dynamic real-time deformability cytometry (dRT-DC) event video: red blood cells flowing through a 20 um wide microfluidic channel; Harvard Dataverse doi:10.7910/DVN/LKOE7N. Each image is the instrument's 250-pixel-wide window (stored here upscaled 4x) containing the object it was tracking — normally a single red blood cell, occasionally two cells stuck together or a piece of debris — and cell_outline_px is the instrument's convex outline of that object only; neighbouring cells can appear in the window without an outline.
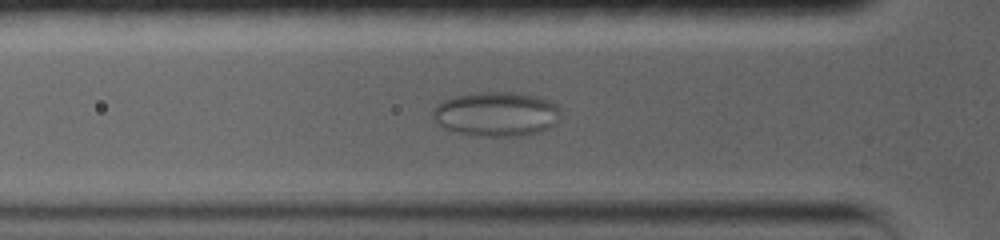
{"species": "common noctule bat (a hibernating species)", "species_latin": "Nyctalus noctula", "temperature_condition": "warm", "stored_images_in_passage": 30, "camera_frame_rate_fps": 5000, "um_per_image_px": 0.085, "animal": {"sex": "female", "body_mass_g": 19.0, "forearm_length_mm": 56.7}, "frame": {"image": 1, "passage_image": 9, "time_ms": 4.8, "image_size_px": [1000, 240], "cell_outline_px": [[560, 112], [556, 124], [540, 132], [520, 136], [476, 136], [444, 128], [432, 116], [432, 108], [436, 104], [452, 96], [480, 92], [512, 92], [536, 96], [548, 100], [556, 104]], "centroid_in_image_um": [42.18, 9.69], "position_along_channel_um": 83.6, "area_um2": 33.18}}
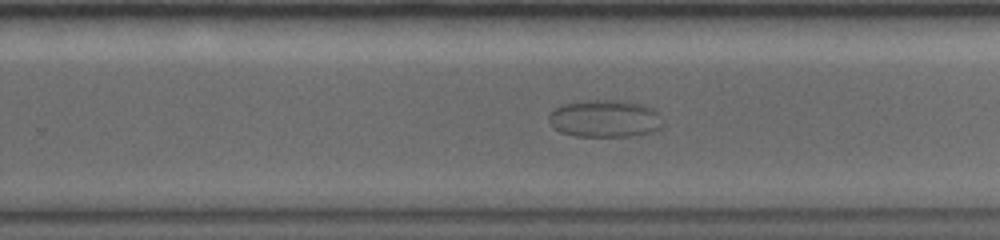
{"frame": {"image": 2, "passage_image": 19, "time_ms": 11.0, "image_size_px": [1000, 240], "cell_outline_px": [[664, 128], [652, 132], [628, 136], [576, 136], [560, 132], [552, 128], [548, 120], [548, 116], [552, 108], [564, 104], [588, 100], [624, 100], [640, 104], [652, 108], [656, 112], [664, 124]], "centroid_in_image_um": [51.39, 10.08], "position_along_channel_um": 278.4, "area_um2": 25.09}}
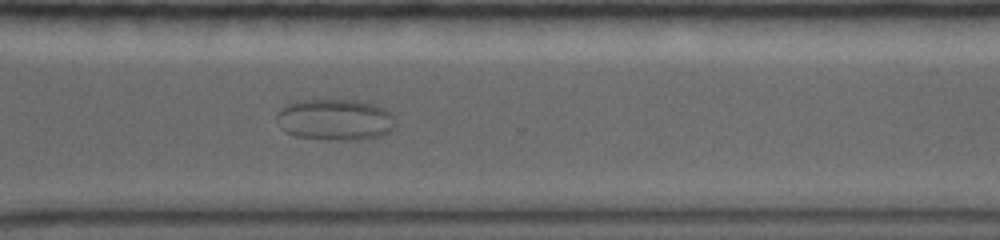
{"frame": {"image": 3, "passage_image": 22, "time_ms": 13.0, "image_size_px": [1000, 240], "cell_outline_px": [[396, 128], [380, 136], [368, 140], [360, 140], [296, 136], [280, 128], [276, 116], [276, 112], [280, 108], [292, 100], [356, 100], [376, 104], [384, 108], [392, 116], [396, 124]], "centroid_in_image_um": [28.49, 10.15], "position_along_channel_um": 342.1, "area_um2": 28.67}}